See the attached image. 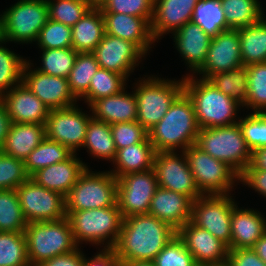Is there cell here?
<instances>
[{"label": "cell", "instance_id": "6da1fadb", "mask_svg": "<svg viewBox=\"0 0 266 266\" xmlns=\"http://www.w3.org/2000/svg\"><path fill=\"white\" fill-rule=\"evenodd\" d=\"M175 235L177 231L169 224L150 214L132 215L123 219L112 249L119 263L153 261Z\"/></svg>", "mask_w": 266, "mask_h": 266}, {"label": "cell", "instance_id": "7a4b0ae2", "mask_svg": "<svg viewBox=\"0 0 266 266\" xmlns=\"http://www.w3.org/2000/svg\"><path fill=\"white\" fill-rule=\"evenodd\" d=\"M199 129L192 101L183 91L148 131V137L156 152H171L178 147L183 152L196 144Z\"/></svg>", "mask_w": 266, "mask_h": 266}, {"label": "cell", "instance_id": "3957f363", "mask_svg": "<svg viewBox=\"0 0 266 266\" xmlns=\"http://www.w3.org/2000/svg\"><path fill=\"white\" fill-rule=\"evenodd\" d=\"M190 75L183 79L184 92L192 101L199 128L230 126L240 104L218 90L206 79L195 81ZM238 108V109H237Z\"/></svg>", "mask_w": 266, "mask_h": 266}, {"label": "cell", "instance_id": "277c9868", "mask_svg": "<svg viewBox=\"0 0 266 266\" xmlns=\"http://www.w3.org/2000/svg\"><path fill=\"white\" fill-rule=\"evenodd\" d=\"M24 234L30 266H38L78 248L67 217L58 221L29 223Z\"/></svg>", "mask_w": 266, "mask_h": 266}, {"label": "cell", "instance_id": "5b68a950", "mask_svg": "<svg viewBox=\"0 0 266 266\" xmlns=\"http://www.w3.org/2000/svg\"><path fill=\"white\" fill-rule=\"evenodd\" d=\"M196 145L213 158L227 163L239 175L251 163L252 151L238 123L199 129Z\"/></svg>", "mask_w": 266, "mask_h": 266}, {"label": "cell", "instance_id": "8992f818", "mask_svg": "<svg viewBox=\"0 0 266 266\" xmlns=\"http://www.w3.org/2000/svg\"><path fill=\"white\" fill-rule=\"evenodd\" d=\"M67 218L77 246L81 241L104 245L102 242L110 237L104 249H112L115 246L123 222L117 203L106 208L74 211Z\"/></svg>", "mask_w": 266, "mask_h": 266}, {"label": "cell", "instance_id": "52a82bcc", "mask_svg": "<svg viewBox=\"0 0 266 266\" xmlns=\"http://www.w3.org/2000/svg\"><path fill=\"white\" fill-rule=\"evenodd\" d=\"M117 198V178L108 171L90 173L88 168L65 197L66 217L74 211L114 206Z\"/></svg>", "mask_w": 266, "mask_h": 266}, {"label": "cell", "instance_id": "ba28073f", "mask_svg": "<svg viewBox=\"0 0 266 266\" xmlns=\"http://www.w3.org/2000/svg\"><path fill=\"white\" fill-rule=\"evenodd\" d=\"M134 91L137 101V120L147 131L154 127L184 91L181 81L149 77L139 81Z\"/></svg>", "mask_w": 266, "mask_h": 266}, {"label": "cell", "instance_id": "9c48e42d", "mask_svg": "<svg viewBox=\"0 0 266 266\" xmlns=\"http://www.w3.org/2000/svg\"><path fill=\"white\" fill-rule=\"evenodd\" d=\"M3 42L28 43L36 41L48 20L46 0H20L1 14Z\"/></svg>", "mask_w": 266, "mask_h": 266}, {"label": "cell", "instance_id": "30bf717a", "mask_svg": "<svg viewBox=\"0 0 266 266\" xmlns=\"http://www.w3.org/2000/svg\"><path fill=\"white\" fill-rule=\"evenodd\" d=\"M184 153L195 183L203 195H227L234 181L239 180L240 175L233 168L213 158L196 144L188 147Z\"/></svg>", "mask_w": 266, "mask_h": 266}, {"label": "cell", "instance_id": "8fae6325", "mask_svg": "<svg viewBox=\"0 0 266 266\" xmlns=\"http://www.w3.org/2000/svg\"><path fill=\"white\" fill-rule=\"evenodd\" d=\"M227 195H203L192 204L191 222L209 231L231 250V215L236 206Z\"/></svg>", "mask_w": 266, "mask_h": 266}, {"label": "cell", "instance_id": "7c38bea8", "mask_svg": "<svg viewBox=\"0 0 266 266\" xmlns=\"http://www.w3.org/2000/svg\"><path fill=\"white\" fill-rule=\"evenodd\" d=\"M158 187L154 168L117 178L116 203L123 219L132 215L148 214Z\"/></svg>", "mask_w": 266, "mask_h": 266}, {"label": "cell", "instance_id": "4fadbf2b", "mask_svg": "<svg viewBox=\"0 0 266 266\" xmlns=\"http://www.w3.org/2000/svg\"><path fill=\"white\" fill-rule=\"evenodd\" d=\"M27 223L58 221L66 217L65 197L37 184L31 178L16 189Z\"/></svg>", "mask_w": 266, "mask_h": 266}, {"label": "cell", "instance_id": "5bb4252c", "mask_svg": "<svg viewBox=\"0 0 266 266\" xmlns=\"http://www.w3.org/2000/svg\"><path fill=\"white\" fill-rule=\"evenodd\" d=\"M91 119L76 105L51 109L45 123L46 138L61 143L72 153H76V149L83 146Z\"/></svg>", "mask_w": 266, "mask_h": 266}, {"label": "cell", "instance_id": "9a60e30c", "mask_svg": "<svg viewBox=\"0 0 266 266\" xmlns=\"http://www.w3.org/2000/svg\"><path fill=\"white\" fill-rule=\"evenodd\" d=\"M182 154L181 158L175 151L156 152L153 168L159 187L184 194L194 201L203 194L195 183L184 151Z\"/></svg>", "mask_w": 266, "mask_h": 266}, {"label": "cell", "instance_id": "2e32d148", "mask_svg": "<svg viewBox=\"0 0 266 266\" xmlns=\"http://www.w3.org/2000/svg\"><path fill=\"white\" fill-rule=\"evenodd\" d=\"M238 29L222 31L212 37L204 64L196 71L208 80L212 75L243 66Z\"/></svg>", "mask_w": 266, "mask_h": 266}, {"label": "cell", "instance_id": "e0dca14e", "mask_svg": "<svg viewBox=\"0 0 266 266\" xmlns=\"http://www.w3.org/2000/svg\"><path fill=\"white\" fill-rule=\"evenodd\" d=\"M30 63L25 62L22 70V82L50 110L71 107L76 98L71 93L68 78L51 76L38 70H29ZM29 70V72H28Z\"/></svg>", "mask_w": 266, "mask_h": 266}, {"label": "cell", "instance_id": "ac0fdd59", "mask_svg": "<svg viewBox=\"0 0 266 266\" xmlns=\"http://www.w3.org/2000/svg\"><path fill=\"white\" fill-rule=\"evenodd\" d=\"M198 266L220 265L227 262L228 246L209 231L188 221L177 231Z\"/></svg>", "mask_w": 266, "mask_h": 266}, {"label": "cell", "instance_id": "d6986e66", "mask_svg": "<svg viewBox=\"0 0 266 266\" xmlns=\"http://www.w3.org/2000/svg\"><path fill=\"white\" fill-rule=\"evenodd\" d=\"M100 68L123 75L126 79L145 53L133 42L105 34L92 52Z\"/></svg>", "mask_w": 266, "mask_h": 266}, {"label": "cell", "instance_id": "ffe728a7", "mask_svg": "<svg viewBox=\"0 0 266 266\" xmlns=\"http://www.w3.org/2000/svg\"><path fill=\"white\" fill-rule=\"evenodd\" d=\"M12 123L45 124L50 109L21 82L0 97Z\"/></svg>", "mask_w": 266, "mask_h": 266}, {"label": "cell", "instance_id": "44dd1931", "mask_svg": "<svg viewBox=\"0 0 266 266\" xmlns=\"http://www.w3.org/2000/svg\"><path fill=\"white\" fill-rule=\"evenodd\" d=\"M193 202L189 196L158 187L151 200L148 214L178 231L191 221Z\"/></svg>", "mask_w": 266, "mask_h": 266}, {"label": "cell", "instance_id": "7402d4cb", "mask_svg": "<svg viewBox=\"0 0 266 266\" xmlns=\"http://www.w3.org/2000/svg\"><path fill=\"white\" fill-rule=\"evenodd\" d=\"M105 34L135 43L145 54L155 42L151 33V22L147 18L124 13H102Z\"/></svg>", "mask_w": 266, "mask_h": 266}, {"label": "cell", "instance_id": "603a6c76", "mask_svg": "<svg viewBox=\"0 0 266 266\" xmlns=\"http://www.w3.org/2000/svg\"><path fill=\"white\" fill-rule=\"evenodd\" d=\"M86 168L87 166L76 158V153H73L63 162L37 170L30 178L42 187L66 197Z\"/></svg>", "mask_w": 266, "mask_h": 266}, {"label": "cell", "instance_id": "cb8c5ba5", "mask_svg": "<svg viewBox=\"0 0 266 266\" xmlns=\"http://www.w3.org/2000/svg\"><path fill=\"white\" fill-rule=\"evenodd\" d=\"M198 0H154L151 33L156 41L166 32L177 31L185 23L191 22L193 10Z\"/></svg>", "mask_w": 266, "mask_h": 266}, {"label": "cell", "instance_id": "d4e9b609", "mask_svg": "<svg viewBox=\"0 0 266 266\" xmlns=\"http://www.w3.org/2000/svg\"><path fill=\"white\" fill-rule=\"evenodd\" d=\"M173 33L177 50L195 73L204 64L212 37L192 21Z\"/></svg>", "mask_w": 266, "mask_h": 266}, {"label": "cell", "instance_id": "484cf974", "mask_svg": "<svg viewBox=\"0 0 266 266\" xmlns=\"http://www.w3.org/2000/svg\"><path fill=\"white\" fill-rule=\"evenodd\" d=\"M259 211L239 209L231 215V250L251 248L266 233V220Z\"/></svg>", "mask_w": 266, "mask_h": 266}, {"label": "cell", "instance_id": "4316f807", "mask_svg": "<svg viewBox=\"0 0 266 266\" xmlns=\"http://www.w3.org/2000/svg\"><path fill=\"white\" fill-rule=\"evenodd\" d=\"M125 88L112 96L103 97L90 105L94 120L114 124L137 120V101L135 94L124 93Z\"/></svg>", "mask_w": 266, "mask_h": 266}, {"label": "cell", "instance_id": "83f0119b", "mask_svg": "<svg viewBox=\"0 0 266 266\" xmlns=\"http://www.w3.org/2000/svg\"><path fill=\"white\" fill-rule=\"evenodd\" d=\"M45 138V124L12 123L0 151L25 161Z\"/></svg>", "mask_w": 266, "mask_h": 266}, {"label": "cell", "instance_id": "f1b7e54d", "mask_svg": "<svg viewBox=\"0 0 266 266\" xmlns=\"http://www.w3.org/2000/svg\"><path fill=\"white\" fill-rule=\"evenodd\" d=\"M72 48L78 53H92L105 35V22L99 7L90 8L73 26Z\"/></svg>", "mask_w": 266, "mask_h": 266}, {"label": "cell", "instance_id": "f546056e", "mask_svg": "<svg viewBox=\"0 0 266 266\" xmlns=\"http://www.w3.org/2000/svg\"><path fill=\"white\" fill-rule=\"evenodd\" d=\"M155 149L147 137L143 142L117 149L113 161L117 169L110 171L116 178L124 174L142 172L153 168Z\"/></svg>", "mask_w": 266, "mask_h": 266}, {"label": "cell", "instance_id": "4dcf8cb0", "mask_svg": "<svg viewBox=\"0 0 266 266\" xmlns=\"http://www.w3.org/2000/svg\"><path fill=\"white\" fill-rule=\"evenodd\" d=\"M243 66L266 62V19L238 29Z\"/></svg>", "mask_w": 266, "mask_h": 266}, {"label": "cell", "instance_id": "1f68e13d", "mask_svg": "<svg viewBox=\"0 0 266 266\" xmlns=\"http://www.w3.org/2000/svg\"><path fill=\"white\" fill-rule=\"evenodd\" d=\"M220 2L229 29L254 25L265 18L258 0H220Z\"/></svg>", "mask_w": 266, "mask_h": 266}, {"label": "cell", "instance_id": "d6a6232c", "mask_svg": "<svg viewBox=\"0 0 266 266\" xmlns=\"http://www.w3.org/2000/svg\"><path fill=\"white\" fill-rule=\"evenodd\" d=\"M82 147H87L90 154L114 161L117 149L113 140L110 124L94 120L89 121Z\"/></svg>", "mask_w": 266, "mask_h": 266}, {"label": "cell", "instance_id": "836d02e7", "mask_svg": "<svg viewBox=\"0 0 266 266\" xmlns=\"http://www.w3.org/2000/svg\"><path fill=\"white\" fill-rule=\"evenodd\" d=\"M72 154L61 143L45 138L25 159L26 173L31 176L41 168L65 161Z\"/></svg>", "mask_w": 266, "mask_h": 266}, {"label": "cell", "instance_id": "e575fe53", "mask_svg": "<svg viewBox=\"0 0 266 266\" xmlns=\"http://www.w3.org/2000/svg\"><path fill=\"white\" fill-rule=\"evenodd\" d=\"M191 21L211 37L229 30L220 0H198Z\"/></svg>", "mask_w": 266, "mask_h": 266}, {"label": "cell", "instance_id": "d590c367", "mask_svg": "<svg viewBox=\"0 0 266 266\" xmlns=\"http://www.w3.org/2000/svg\"><path fill=\"white\" fill-rule=\"evenodd\" d=\"M208 81L241 106H246L248 96V73L246 66L214 74Z\"/></svg>", "mask_w": 266, "mask_h": 266}, {"label": "cell", "instance_id": "8d00e7d4", "mask_svg": "<svg viewBox=\"0 0 266 266\" xmlns=\"http://www.w3.org/2000/svg\"><path fill=\"white\" fill-rule=\"evenodd\" d=\"M99 68L100 66L93 53L77 54L68 77L70 91L76 99L83 97L88 92L92 77Z\"/></svg>", "mask_w": 266, "mask_h": 266}, {"label": "cell", "instance_id": "74e56055", "mask_svg": "<svg viewBox=\"0 0 266 266\" xmlns=\"http://www.w3.org/2000/svg\"><path fill=\"white\" fill-rule=\"evenodd\" d=\"M27 224L16 190H0V232H24Z\"/></svg>", "mask_w": 266, "mask_h": 266}, {"label": "cell", "instance_id": "f35d334b", "mask_svg": "<svg viewBox=\"0 0 266 266\" xmlns=\"http://www.w3.org/2000/svg\"><path fill=\"white\" fill-rule=\"evenodd\" d=\"M0 266H30L24 232H0Z\"/></svg>", "mask_w": 266, "mask_h": 266}, {"label": "cell", "instance_id": "ab89813d", "mask_svg": "<svg viewBox=\"0 0 266 266\" xmlns=\"http://www.w3.org/2000/svg\"><path fill=\"white\" fill-rule=\"evenodd\" d=\"M126 78L116 72L99 68L92 77L89 90L83 96L89 106L96 100L112 96L124 89Z\"/></svg>", "mask_w": 266, "mask_h": 266}, {"label": "cell", "instance_id": "60d3db41", "mask_svg": "<svg viewBox=\"0 0 266 266\" xmlns=\"http://www.w3.org/2000/svg\"><path fill=\"white\" fill-rule=\"evenodd\" d=\"M42 67L36 69L42 73L68 78L78 52L70 48L42 49Z\"/></svg>", "mask_w": 266, "mask_h": 266}, {"label": "cell", "instance_id": "b9f144b4", "mask_svg": "<svg viewBox=\"0 0 266 266\" xmlns=\"http://www.w3.org/2000/svg\"><path fill=\"white\" fill-rule=\"evenodd\" d=\"M248 73V96L246 106L254 112H266V62L246 66Z\"/></svg>", "mask_w": 266, "mask_h": 266}, {"label": "cell", "instance_id": "7bdbcfd3", "mask_svg": "<svg viewBox=\"0 0 266 266\" xmlns=\"http://www.w3.org/2000/svg\"><path fill=\"white\" fill-rule=\"evenodd\" d=\"M4 43L0 39V44ZM25 59L16 55L9 49L0 46V97L22 82V70ZM13 85V86H12ZM6 90V91H5Z\"/></svg>", "mask_w": 266, "mask_h": 266}, {"label": "cell", "instance_id": "ee69618b", "mask_svg": "<svg viewBox=\"0 0 266 266\" xmlns=\"http://www.w3.org/2000/svg\"><path fill=\"white\" fill-rule=\"evenodd\" d=\"M48 19L73 27L90 9L82 2L74 0H46Z\"/></svg>", "mask_w": 266, "mask_h": 266}, {"label": "cell", "instance_id": "f6af8a7d", "mask_svg": "<svg viewBox=\"0 0 266 266\" xmlns=\"http://www.w3.org/2000/svg\"><path fill=\"white\" fill-rule=\"evenodd\" d=\"M36 41L41 49L70 48L72 47V29L63 23L48 19Z\"/></svg>", "mask_w": 266, "mask_h": 266}, {"label": "cell", "instance_id": "bcb514c9", "mask_svg": "<svg viewBox=\"0 0 266 266\" xmlns=\"http://www.w3.org/2000/svg\"><path fill=\"white\" fill-rule=\"evenodd\" d=\"M249 149L254 152L266 147V112H254L238 121Z\"/></svg>", "mask_w": 266, "mask_h": 266}, {"label": "cell", "instance_id": "7dc6e473", "mask_svg": "<svg viewBox=\"0 0 266 266\" xmlns=\"http://www.w3.org/2000/svg\"><path fill=\"white\" fill-rule=\"evenodd\" d=\"M153 263L155 266H198L178 235L158 253Z\"/></svg>", "mask_w": 266, "mask_h": 266}, {"label": "cell", "instance_id": "c3c4849f", "mask_svg": "<svg viewBox=\"0 0 266 266\" xmlns=\"http://www.w3.org/2000/svg\"><path fill=\"white\" fill-rule=\"evenodd\" d=\"M102 13H124L136 17L153 19L154 0H101Z\"/></svg>", "mask_w": 266, "mask_h": 266}, {"label": "cell", "instance_id": "681fc988", "mask_svg": "<svg viewBox=\"0 0 266 266\" xmlns=\"http://www.w3.org/2000/svg\"><path fill=\"white\" fill-rule=\"evenodd\" d=\"M29 178L23 160L8 156L0 151V190H15Z\"/></svg>", "mask_w": 266, "mask_h": 266}, {"label": "cell", "instance_id": "f907efd6", "mask_svg": "<svg viewBox=\"0 0 266 266\" xmlns=\"http://www.w3.org/2000/svg\"><path fill=\"white\" fill-rule=\"evenodd\" d=\"M116 149L141 143L148 137V131L138 122H119L110 125Z\"/></svg>", "mask_w": 266, "mask_h": 266}, {"label": "cell", "instance_id": "816d5d0a", "mask_svg": "<svg viewBox=\"0 0 266 266\" xmlns=\"http://www.w3.org/2000/svg\"><path fill=\"white\" fill-rule=\"evenodd\" d=\"M227 264L229 266H266L252 248L229 250Z\"/></svg>", "mask_w": 266, "mask_h": 266}, {"label": "cell", "instance_id": "f5cc1de1", "mask_svg": "<svg viewBox=\"0 0 266 266\" xmlns=\"http://www.w3.org/2000/svg\"><path fill=\"white\" fill-rule=\"evenodd\" d=\"M239 180L248 184L249 187L255 189L258 193L266 196V171L262 169L252 168L248 165L240 174Z\"/></svg>", "mask_w": 266, "mask_h": 266}, {"label": "cell", "instance_id": "db71d44e", "mask_svg": "<svg viewBox=\"0 0 266 266\" xmlns=\"http://www.w3.org/2000/svg\"><path fill=\"white\" fill-rule=\"evenodd\" d=\"M84 255L79 248L73 252L55 256L38 266H82Z\"/></svg>", "mask_w": 266, "mask_h": 266}, {"label": "cell", "instance_id": "11a10c76", "mask_svg": "<svg viewBox=\"0 0 266 266\" xmlns=\"http://www.w3.org/2000/svg\"><path fill=\"white\" fill-rule=\"evenodd\" d=\"M82 266H120V264L114 250L105 248L88 261L84 257Z\"/></svg>", "mask_w": 266, "mask_h": 266}, {"label": "cell", "instance_id": "9f6ffc18", "mask_svg": "<svg viewBox=\"0 0 266 266\" xmlns=\"http://www.w3.org/2000/svg\"><path fill=\"white\" fill-rule=\"evenodd\" d=\"M12 124L5 105L0 101V149L2 148L10 125Z\"/></svg>", "mask_w": 266, "mask_h": 266}, {"label": "cell", "instance_id": "6f0895ef", "mask_svg": "<svg viewBox=\"0 0 266 266\" xmlns=\"http://www.w3.org/2000/svg\"><path fill=\"white\" fill-rule=\"evenodd\" d=\"M249 165L252 168L262 169L266 171V147L252 152V159Z\"/></svg>", "mask_w": 266, "mask_h": 266}, {"label": "cell", "instance_id": "680465c9", "mask_svg": "<svg viewBox=\"0 0 266 266\" xmlns=\"http://www.w3.org/2000/svg\"><path fill=\"white\" fill-rule=\"evenodd\" d=\"M251 248L266 263V233Z\"/></svg>", "mask_w": 266, "mask_h": 266}, {"label": "cell", "instance_id": "91938a15", "mask_svg": "<svg viewBox=\"0 0 266 266\" xmlns=\"http://www.w3.org/2000/svg\"><path fill=\"white\" fill-rule=\"evenodd\" d=\"M119 264L120 266H155L153 261H131Z\"/></svg>", "mask_w": 266, "mask_h": 266}, {"label": "cell", "instance_id": "94428289", "mask_svg": "<svg viewBox=\"0 0 266 266\" xmlns=\"http://www.w3.org/2000/svg\"><path fill=\"white\" fill-rule=\"evenodd\" d=\"M74 1L82 2L88 5L90 8L99 7V4H100L99 0H74Z\"/></svg>", "mask_w": 266, "mask_h": 266}, {"label": "cell", "instance_id": "6125c7cd", "mask_svg": "<svg viewBox=\"0 0 266 266\" xmlns=\"http://www.w3.org/2000/svg\"><path fill=\"white\" fill-rule=\"evenodd\" d=\"M206 266H229V265L226 262V263H223V264H220V265H206Z\"/></svg>", "mask_w": 266, "mask_h": 266}, {"label": "cell", "instance_id": "be15d7a7", "mask_svg": "<svg viewBox=\"0 0 266 266\" xmlns=\"http://www.w3.org/2000/svg\"><path fill=\"white\" fill-rule=\"evenodd\" d=\"M0 37H1V17H0Z\"/></svg>", "mask_w": 266, "mask_h": 266}]
</instances>
